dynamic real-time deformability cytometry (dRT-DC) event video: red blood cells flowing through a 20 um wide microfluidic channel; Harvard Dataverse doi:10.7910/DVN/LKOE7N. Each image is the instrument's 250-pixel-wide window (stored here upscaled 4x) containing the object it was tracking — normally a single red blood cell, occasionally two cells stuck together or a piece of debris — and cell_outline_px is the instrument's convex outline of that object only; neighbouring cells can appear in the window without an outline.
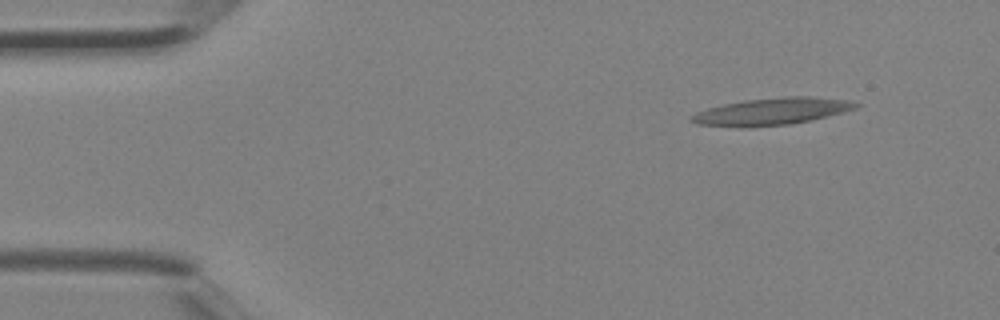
{"species": "Egyptian fruit bat (a non-hibernating species)", "species_latin": "Rousettus aegyptiacus", "temperature_condition": "room temperature", "stored_images_in_passage": 3, "camera_frame_rate_fps": 3000, "um_per_image_px": 0.085, "animal": {"sex": "female"}, "frame": {"image": 1, "passage_image": 1, "time_ms": 0.0, "image_size_px": [1000, 320], "cell_outline_px": [[860, 104], [856, 108], [812, 120], [788, 124], [696, 124], [688, 120], [696, 112], [708, 108], [724, 104], [744, 100], [788, 96], [808, 96], [848, 100]], "centroid_in_image_um": [65.68, 9.41], "position_along_channel_um": 19.3, "area_um2": 24.51}}
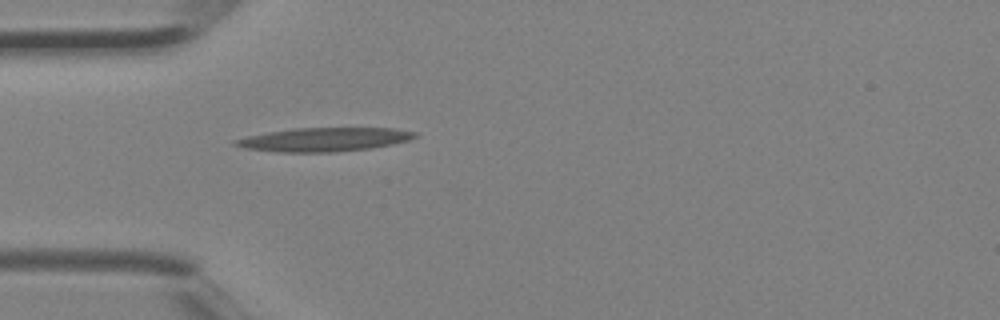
{"frame": {"image": 2, "passage_image": 3, "time_ms": 0.667, "image_size_px": [1000, 320], "cell_outline_px": [[420, 136], [408, 140], [392, 144], [368, 148], [336, 152], [276, 152], [244, 148], [232, 144], [232, 140], [248, 136], [268, 132], [296, 128], [392, 128], [416, 132]], "centroid_in_image_um": [27.53, 11.86], "position_along_channel_um": 57.5, "area_um2": 24.8}}